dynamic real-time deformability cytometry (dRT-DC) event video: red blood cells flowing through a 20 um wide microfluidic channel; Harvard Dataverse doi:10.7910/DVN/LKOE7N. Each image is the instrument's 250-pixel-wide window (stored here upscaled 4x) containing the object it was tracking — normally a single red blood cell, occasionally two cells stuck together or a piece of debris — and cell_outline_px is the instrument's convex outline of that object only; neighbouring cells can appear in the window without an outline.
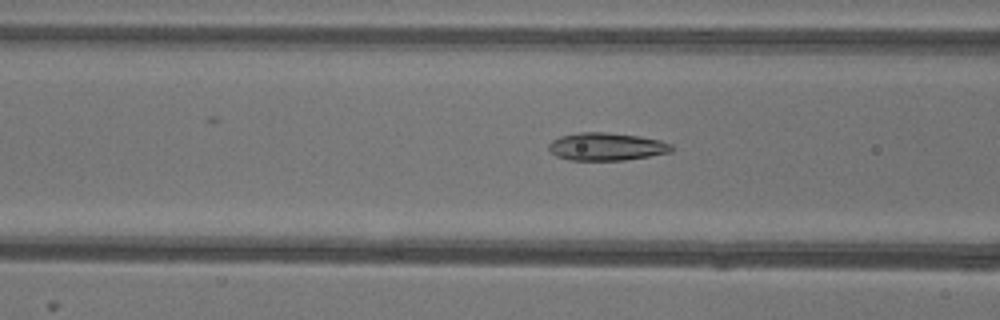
{"species": "common noctule bat (a hibernating species)", "species_latin": "Nyctalus noctula", "temperature_condition": "warm", "stored_images_in_passage": 40, "camera_frame_rate_fps": 3000, "um_per_image_px": 0.085, "animal": {"sex": "female"}, "frame": {"image": 1, "passage_image": 8, "time_ms": 2.333, "image_size_px": [1000, 320], "cell_outline_px": [[672, 152], [624, 160], [568, 160], [556, 156], [548, 148], [548, 144], [552, 140], [560, 136], [580, 132], [604, 132], [640, 136], [660, 140], [672, 144]], "centroid_in_image_um": [51.54, 12.46], "position_along_channel_um": 115.1, "area_um2": 19.88}}
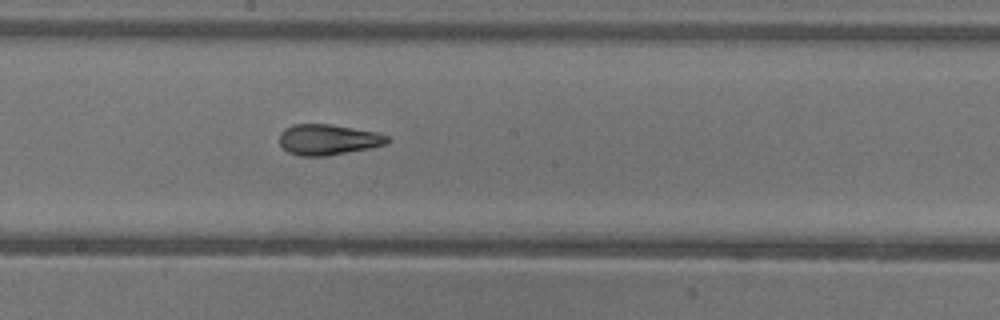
{"frame": {"image": 2, "passage_image": 16, "time_ms": 5.0, "image_size_px": [1000, 320], "cell_outline_px": [[392, 140], [388, 144], [372, 148], [324, 156], [300, 156], [288, 152], [280, 144], [280, 132], [284, 128], [292, 124], [332, 124], [376, 132], [388, 136]], "centroid_in_image_um": [27.91, 11.86], "position_along_channel_um": 220.3, "area_um2": 19.48}}
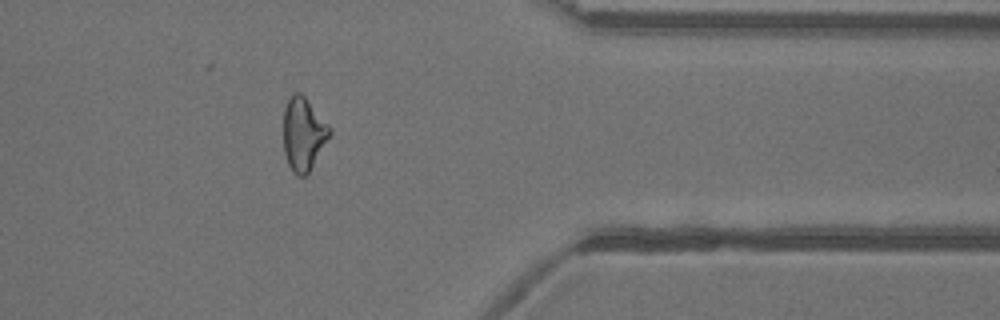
{"frame": {"image": 3, "passage_image": 30, "time_ms": 9.667, "image_size_px": [1000, 320], "cell_outline_px": [[332, 132], [308, 172], [304, 176], [296, 176], [292, 172], [288, 164], [284, 152], [284, 108], [292, 92], [300, 92], [304, 96], [332, 128]], "centroid_in_image_um": [25.78, 11.37], "position_along_channel_um": 385.6, "area_um2": 19.54}, "authors_computed_cell_mechanics": {"area_um2": 19.6231, "velocity_mm_per_s": 3.9432, "shape_relaxation_time_tau1_ms": 8.8124, "shape_relaxation_time_tau2_ms": 1.1748, "deformation_change_tau1": 0.244, "deformation_change_tau2": 0.0852}}